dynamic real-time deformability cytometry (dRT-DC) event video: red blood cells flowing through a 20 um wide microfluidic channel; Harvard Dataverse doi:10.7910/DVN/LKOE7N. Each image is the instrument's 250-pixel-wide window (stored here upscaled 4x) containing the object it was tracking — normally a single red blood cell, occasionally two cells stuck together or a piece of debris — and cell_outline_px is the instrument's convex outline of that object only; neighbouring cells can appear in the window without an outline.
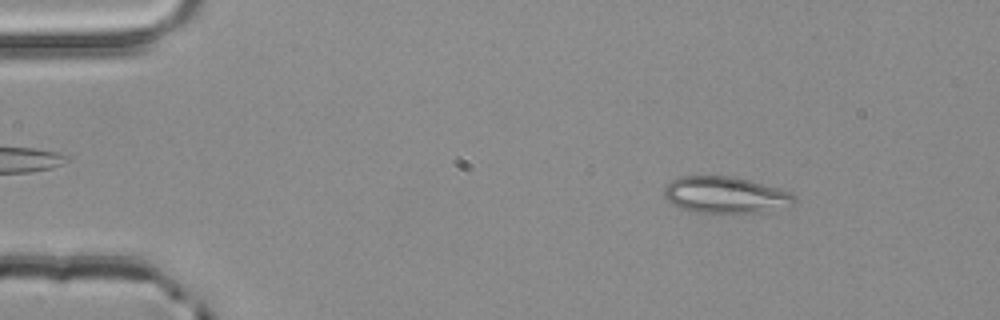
{"species": "common noctule bat (a hibernating species)", "species_latin": "Nyctalus noctula", "temperature_condition": "room temperature", "stored_images_in_passage": 3, "camera_frame_rate_fps": 3000, "um_per_image_px": 0.085, "animal": {"sex": "male", "body_mass_g": 20.4}, "frame": {"image": 1, "passage_image": 1, "time_ms": 0.0, "image_size_px": [1000, 320], "cell_outline_px": [[796, 204], [792, 208], [764, 212], [732, 216], [688, 212], [672, 204], [664, 196], [664, 188], [672, 180], [680, 176], [732, 176], [780, 188], [792, 192], [796, 196]], "centroid_in_image_um": [61.75, 16.64], "position_along_channel_um": 23.3, "area_um2": 29.3}}